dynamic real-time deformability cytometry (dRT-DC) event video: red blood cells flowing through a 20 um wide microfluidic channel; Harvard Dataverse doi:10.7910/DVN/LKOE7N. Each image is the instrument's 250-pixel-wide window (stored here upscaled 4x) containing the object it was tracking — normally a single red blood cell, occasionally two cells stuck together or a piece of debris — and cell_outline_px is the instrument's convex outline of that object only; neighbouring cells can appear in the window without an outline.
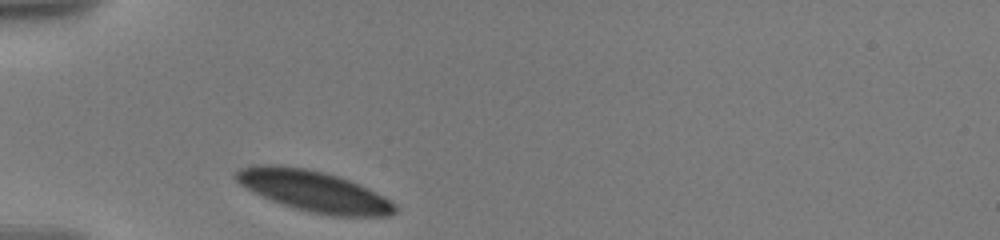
{"species": "human", "species_latin": "Homo sapiens", "temperature_condition": "warm", "stored_images_in_passage": 5, "camera_frame_rate_fps": 3000, "um_per_image_px": 0.085, "donor": {"sex": "male"}, "frame": {"image": 1, "passage_image": 1, "time_ms": 0.0, "image_size_px": [1000, 240], "cell_outline_px": [[396, 212], [388, 216], [332, 216], [312, 212], [296, 208], [272, 200], [240, 184], [232, 176], [240, 168], [252, 164], [280, 164], [304, 168], [324, 172], [340, 176], [360, 184], [384, 196], [396, 204]], "centroid_in_image_um": [26.69, 16.22], "position_along_channel_um": 58.3, "area_um2": 37.86}}
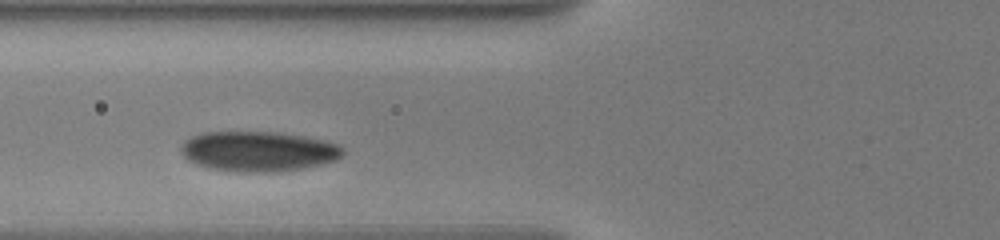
{"frame": {"image": 2, "passage_image": 4, "time_ms": 1.667, "image_size_px": [1000, 240], "cell_outline_px": [[344, 152], [336, 160], [320, 164], [300, 168], [276, 172], [236, 172], [208, 168], [196, 164], [188, 160], [180, 152], [180, 148], [184, 140], [192, 136], [204, 132], [276, 132], [304, 136], [328, 140], [340, 144], [344, 148]], "centroid_in_image_um": [21.96, 12.86], "position_along_channel_um": 103.8, "area_um2": 38.09}}